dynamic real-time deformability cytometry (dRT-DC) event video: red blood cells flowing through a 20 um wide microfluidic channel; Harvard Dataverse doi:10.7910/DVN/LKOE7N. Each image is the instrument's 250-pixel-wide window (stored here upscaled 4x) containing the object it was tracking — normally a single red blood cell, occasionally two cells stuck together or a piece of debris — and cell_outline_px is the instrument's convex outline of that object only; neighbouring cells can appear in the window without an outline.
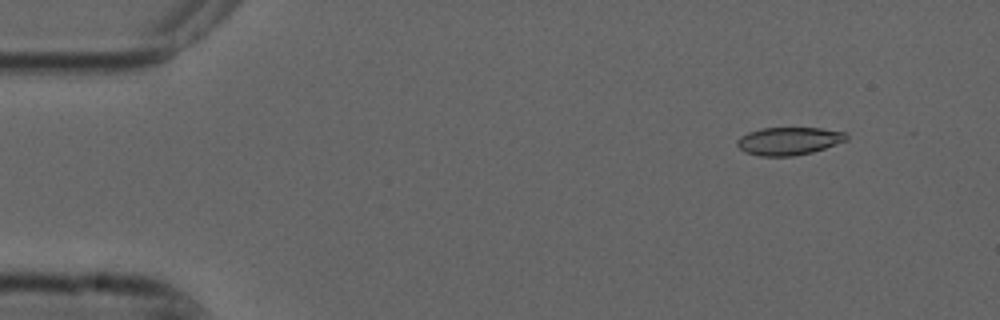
{"species": "common noctule bat (a hibernating species)", "species_latin": "Nyctalus noctula", "temperature_condition": "cold", "stored_images_in_passage": 6, "camera_frame_rate_fps": 3000, "um_per_image_px": 0.085, "animal": {"sex": "male", "forearm_length_mm": 52.5}, "frame": {"image": 1, "passage_image": 2, "time_ms": 0.333, "image_size_px": [1000, 320], "cell_outline_px": [[848, 140], [812, 152], [792, 156], [760, 156], [744, 152], [736, 144], [736, 140], [740, 136], [748, 132], [760, 128], [820, 128], [848, 132]], "centroid_in_image_um": [67.05, 11.98], "position_along_channel_um": 18.0, "area_um2": 17.86}}